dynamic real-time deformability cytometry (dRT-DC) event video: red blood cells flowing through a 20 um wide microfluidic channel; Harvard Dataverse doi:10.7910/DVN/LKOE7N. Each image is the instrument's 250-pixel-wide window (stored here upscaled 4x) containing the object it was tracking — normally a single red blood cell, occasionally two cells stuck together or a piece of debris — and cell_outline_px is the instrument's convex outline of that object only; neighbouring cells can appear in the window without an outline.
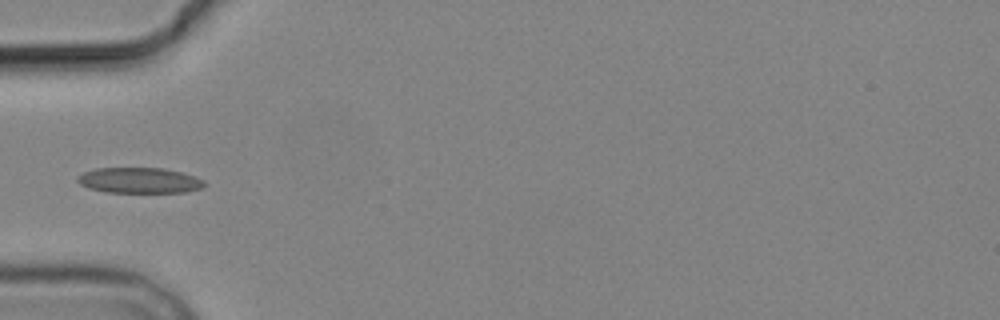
{"species": "common noctule bat (a hibernating species)", "species_latin": "Nyctalus noctula", "temperature_condition": "cold", "stored_images_in_passage": 5, "camera_frame_rate_fps": 3000, "um_per_image_px": 0.085, "animal": {"sex": "male", "body_mass_g": 19.2, "forearm_length_mm": 51.8}, "frame": {"image": 1, "passage_image": 2, "time_ms": 1.333, "image_size_px": [1000, 320], "cell_outline_px": [[204, 184], [200, 188], [184, 192], [104, 192], [88, 188], [80, 184], [76, 180], [76, 176], [84, 172], [96, 168], [164, 168], [196, 176], [204, 180]], "centroid_in_image_um": [11.8, 15.33], "position_along_channel_um": 73.2, "area_um2": 18.9}}
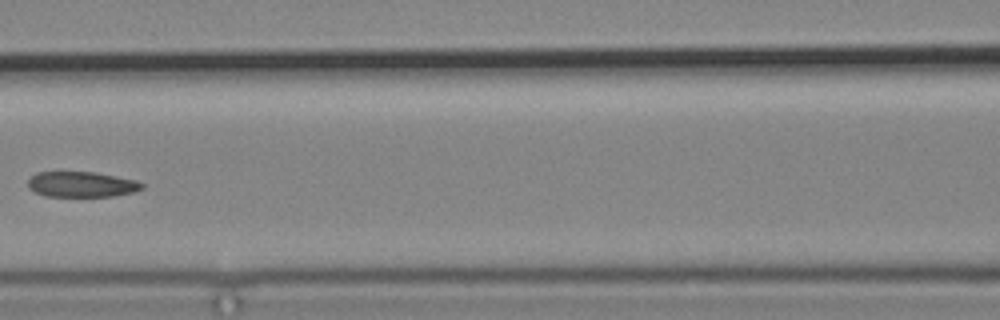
{"frame": {"image": 2, "passage_image": 4, "time_ms": 3.667, "image_size_px": [1000, 320], "cell_outline_px": [[144, 188], [132, 192], [112, 196], [44, 196], [28, 188], [28, 180], [36, 172], [96, 172], [136, 180], [144, 184]], "centroid_in_image_um": [6.93, 15.66], "position_along_channel_um": 159.7, "area_um2": 16.88}}
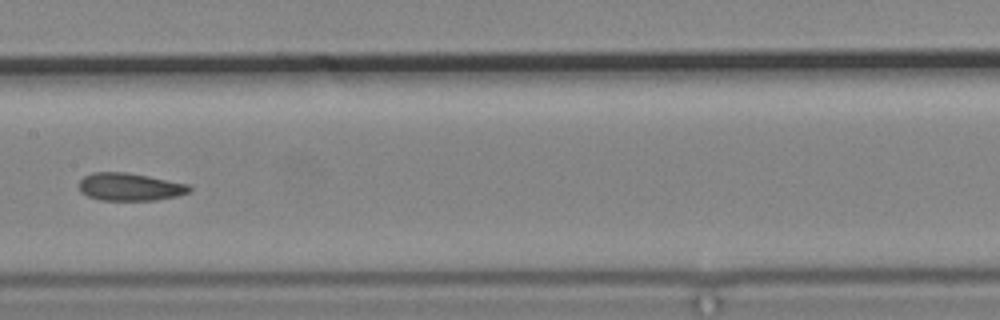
{"frame": {"image": 3, "passage_image": 5, "time_ms": 4.667, "image_size_px": [1000, 320], "cell_outline_px": [[192, 188], [188, 192], [176, 196], [156, 200], [100, 200], [88, 196], [80, 192], [80, 180], [84, 176], [92, 172], [128, 172], [188, 184]], "centroid_in_image_um": [11.02, 15.88], "position_along_channel_um": 196.4, "area_um2": 17.74}}